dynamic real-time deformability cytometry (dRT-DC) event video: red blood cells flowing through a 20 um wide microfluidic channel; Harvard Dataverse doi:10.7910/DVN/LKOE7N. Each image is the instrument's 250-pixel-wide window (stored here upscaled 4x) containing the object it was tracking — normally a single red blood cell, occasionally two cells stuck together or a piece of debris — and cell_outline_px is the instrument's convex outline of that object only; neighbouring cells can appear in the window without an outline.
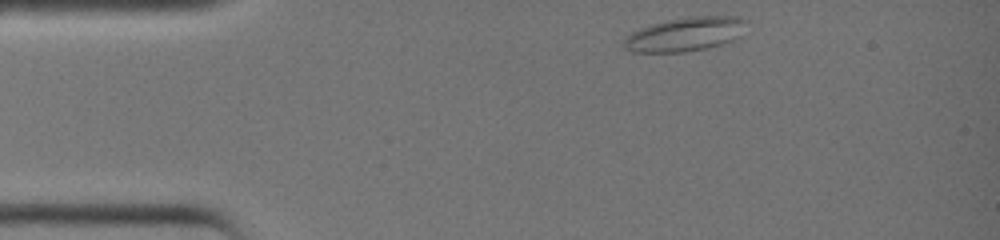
{"species": "common noctule bat (a hibernating species)", "species_latin": "Nyctalus noctula", "temperature_condition": "warm", "stored_images_in_passage": 27, "camera_frame_rate_fps": 3000, "um_per_image_px": 0.085, "animal": {"sex": "female", "body_mass_g": 19.0, "forearm_length_mm": 51.5}, "frame": {"image": 1, "passage_image": 1, "time_ms": 0.0, "image_size_px": [1000, 240], "cell_outline_px": [[748, 20], [740, 36], [732, 40], [708, 48], [684, 52], [628, 52], [624, 48], [624, 36], [640, 28], [664, 20], [692, 16], [740, 16]], "centroid_in_image_um": [58.23, 2.9], "position_along_channel_um": 26.8, "area_um2": 24.51}}
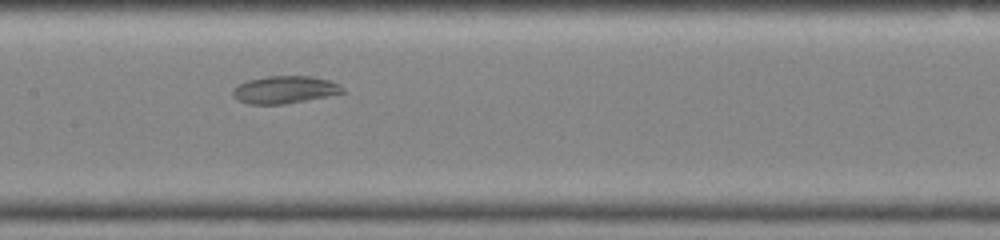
{"frame": {"image": 2, "passage_image": 14, "time_ms": 4.333, "image_size_px": [1000, 240], "cell_outline_px": [[344, 92], [328, 96], [284, 104], [248, 104], [236, 100], [232, 96], [232, 88], [236, 84], [248, 80], [268, 76], [312, 76], [328, 80], [344, 88]], "centroid_in_image_um": [24.12, 7.63], "position_along_channel_um": 183.3, "area_um2": 17.63}}
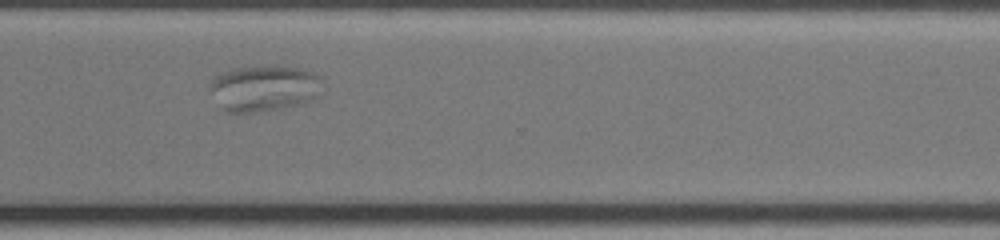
{"frame": {"image": 3, "passage_image": 24, "time_ms": 7.667, "image_size_px": [1000, 240], "cell_outline_px": [[324, 92], [320, 96], [304, 104], [264, 112], [228, 112], [220, 108], [208, 84], [212, 76], [236, 68], [300, 68], [312, 72], [320, 76], [324, 84]], "centroid_in_image_um": [22.51, 7.55], "position_along_channel_um": 348.1, "area_um2": 30.4}}